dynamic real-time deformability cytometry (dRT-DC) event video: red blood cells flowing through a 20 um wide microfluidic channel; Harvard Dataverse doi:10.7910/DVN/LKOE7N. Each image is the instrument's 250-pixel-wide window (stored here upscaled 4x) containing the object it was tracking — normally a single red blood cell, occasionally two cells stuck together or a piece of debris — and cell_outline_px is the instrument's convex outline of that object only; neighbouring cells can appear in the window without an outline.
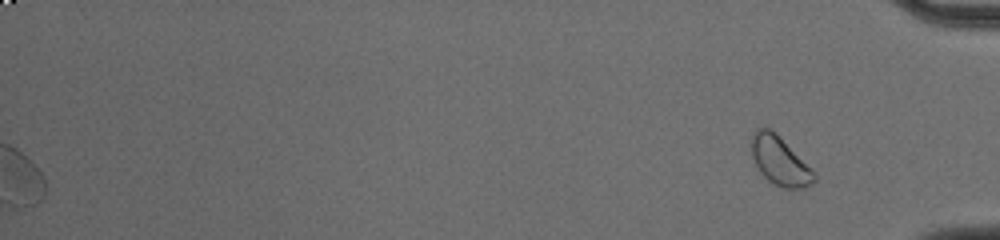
{"species": "common noctule bat (a hibernating species)", "species_latin": "Nyctalus noctula", "temperature_condition": "cold", "stored_images_in_passage": 50, "segment_of_instrument_passage": [2, 2], "camera_frame_rate_fps": 3000, "um_per_image_px": 0.085, "animal": {"sex": "male", "body_mass_g": 20.0, "forearm_length_mm": 53.3}, "frame": {"image": 1, "passage_image": 50, "time_ms": 16.333, "image_size_px": [1000, 240], "cell_outline_px": [[816, 180], [812, 184], [804, 188], [780, 188], [768, 180], [760, 172], [752, 156], [752, 136], [756, 128], [772, 128], [816, 172]], "centroid_in_image_um": [66.32, 13.68], "position_along_channel_um": 368.9, "area_um2": 17.92}}